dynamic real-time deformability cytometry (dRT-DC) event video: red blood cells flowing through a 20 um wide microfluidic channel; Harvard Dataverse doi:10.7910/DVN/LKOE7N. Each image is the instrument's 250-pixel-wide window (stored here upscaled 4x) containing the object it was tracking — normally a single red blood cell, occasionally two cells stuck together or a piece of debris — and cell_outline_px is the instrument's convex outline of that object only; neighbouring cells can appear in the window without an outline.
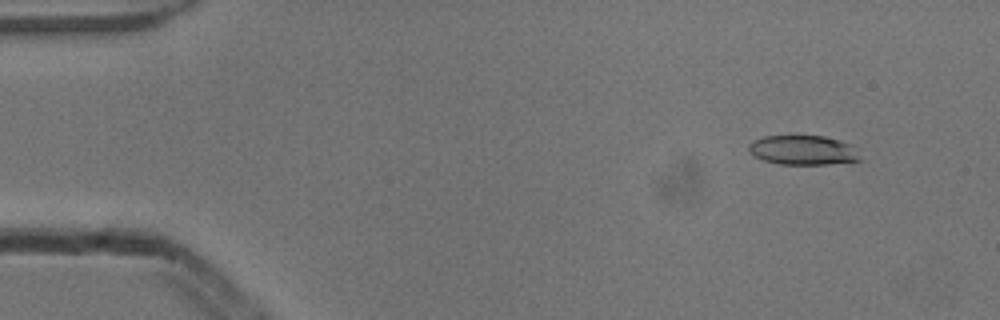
{"species": "common noctule bat (a hibernating species)", "species_latin": "Nyctalus noctula", "temperature_condition": "cold", "stored_images_in_passage": 54, "camera_frame_rate_fps": 3000, "um_per_image_px": 0.085, "animal": {"sex": "male", "body_mass_g": 13.3}, "frame": {"image": 1, "passage_image": 6, "time_ms": 1.667, "image_size_px": [1000, 320], "cell_outline_px": [[860, 160], [828, 164], [780, 164], [764, 160], [756, 156], [748, 148], [748, 144], [752, 140], [764, 136], [824, 136], [840, 140], [852, 144]], "centroid_in_image_um": [68.24, 12.75], "position_along_channel_um": 16.8, "area_um2": 18.9}}
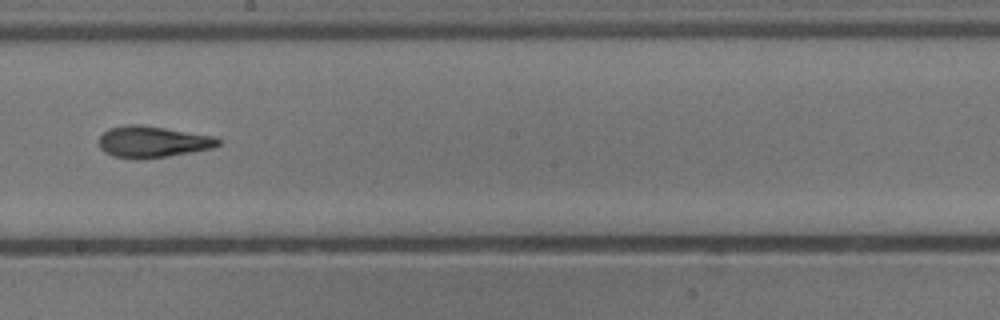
{"frame": {"image": 2, "passage_image": 31, "time_ms": 10.0, "image_size_px": [1000, 320], "cell_outline_px": [[220, 144], [212, 148], [168, 156], [112, 156], [104, 152], [100, 148], [100, 136], [108, 128], [124, 124], [140, 124], [216, 136], [220, 140]], "centroid_in_image_um": [12.99, 12.0], "position_along_channel_um": 235.2, "area_um2": 21.21}}
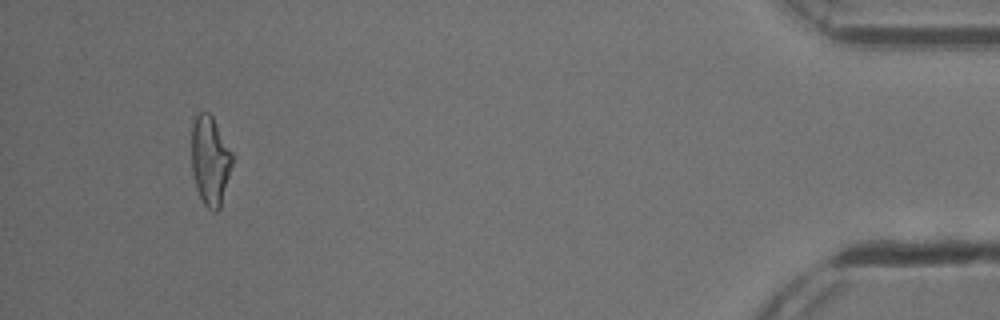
{"frame": {"image": 3, "passage_image": 51, "time_ms": 16.667, "image_size_px": [1000, 320], "cell_outline_px": [[232, 164], [220, 208], [216, 212], [212, 212], [204, 204], [196, 188], [192, 172], [192, 124], [196, 112], [208, 112], [212, 116], [232, 152]], "centroid_in_image_um": [17.85, 13.64], "position_along_channel_um": 417.4, "area_um2": 21.1}, "authors_computed_cell_mechanics": {"area_um2": 21.1548, "velocity_mm_per_s": 3.8574, "shape_relaxation_time_tau1_ms": 5.489, "shape_relaxation_time_tau2_ms": 3.1673, "deformation_change_tau1": 0.1854, "deformation_change_tau2": 0.1371}}